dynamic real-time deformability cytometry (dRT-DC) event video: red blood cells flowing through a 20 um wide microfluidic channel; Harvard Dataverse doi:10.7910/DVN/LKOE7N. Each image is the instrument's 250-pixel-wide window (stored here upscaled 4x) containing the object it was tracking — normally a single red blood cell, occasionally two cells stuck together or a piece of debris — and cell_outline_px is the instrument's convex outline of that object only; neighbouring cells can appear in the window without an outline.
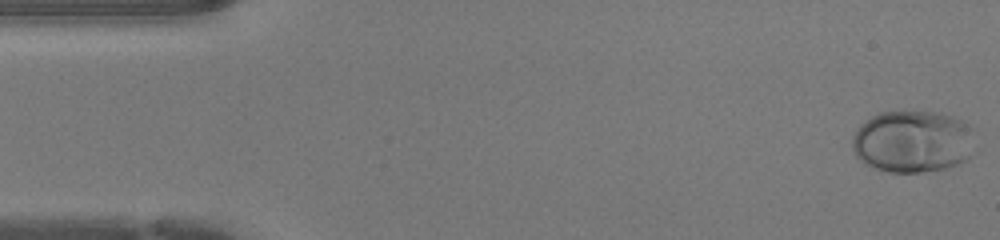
{"species": "human", "species_latin": "Homo sapiens", "temperature_condition": "warm", "stored_images_in_passage": 47, "camera_frame_rate_fps": 3000, "um_per_image_px": 0.085, "donor": {"sex": "female"}, "frame": {"image": 1, "passage_image": 1, "time_ms": 0.0, "image_size_px": [1000, 240], "cell_outline_px": [[972, 128], [968, 160], [944, 168], [920, 172], [888, 172], [864, 164], [856, 156], [852, 148], [852, 136], [856, 128], [860, 124], [872, 116], [880, 112], [944, 112], [968, 124]], "centroid_in_image_um": [77.51, 12.02], "position_along_channel_um": 7.5, "area_um2": 44.27}}
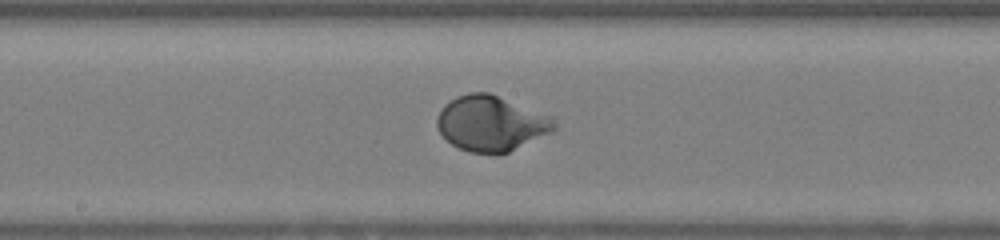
{"frame": {"image": 2, "passage_image": 24, "time_ms": 7.667, "image_size_px": [1000, 240], "cell_outline_px": [[556, 128], [508, 152], [468, 152], [452, 144], [436, 128], [436, 116], [444, 104], [456, 96], [468, 92], [488, 92], [548, 116]], "centroid_in_image_um": [41.62, 10.46], "position_along_channel_um": 206.6, "area_um2": 36.7}}
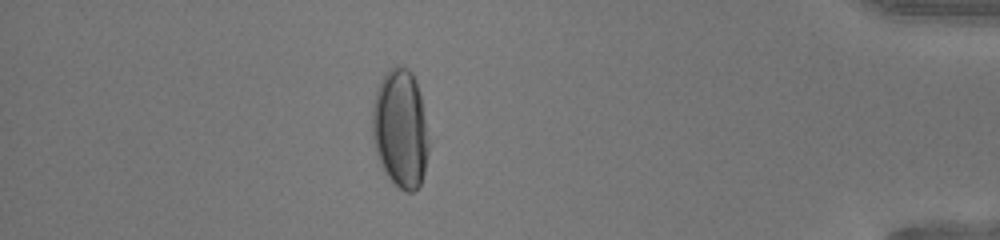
{"frame": {"image": 3, "passage_image": 41, "time_ms": 13.333, "image_size_px": [1000, 240], "cell_outline_px": [[428, 152], [424, 172], [420, 184], [412, 192], [404, 192], [384, 172], [380, 164], [376, 152], [372, 136], [372, 108], [376, 92], [380, 80], [388, 68], [396, 64], [400, 64], [408, 68], [412, 72], [416, 80], [420, 96], [428, 144]], "centroid_in_image_um": [34.0, 10.9], "position_along_channel_um": 401.2, "area_um2": 38.84}, "authors_computed_cell_mechanics": {"area_um2": 37.4544, "velocity_mm_per_s": 4.2847, "shape_relaxation_time_tau1_ms": 2.5976, "shape_relaxation_time_tau2_ms": null, "deformation_change_tau1": 0.179, "deformation_change_tau2": null}}